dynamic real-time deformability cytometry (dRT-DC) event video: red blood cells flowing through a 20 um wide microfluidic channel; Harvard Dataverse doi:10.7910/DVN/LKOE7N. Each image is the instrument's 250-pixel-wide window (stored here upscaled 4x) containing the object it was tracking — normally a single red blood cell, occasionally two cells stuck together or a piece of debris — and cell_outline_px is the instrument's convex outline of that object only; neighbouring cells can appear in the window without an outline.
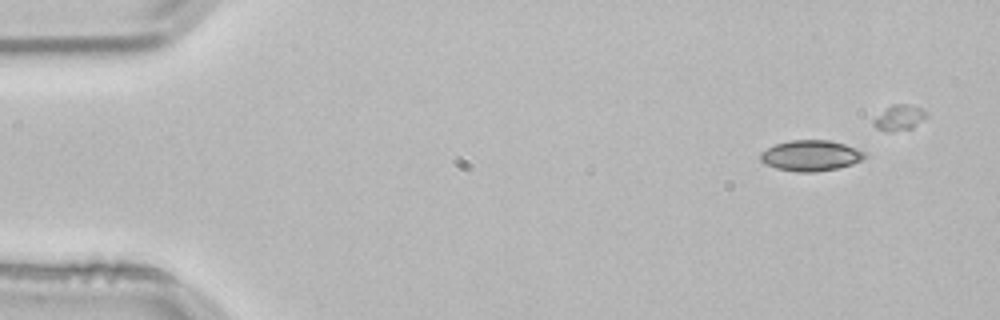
{"species": "common noctule bat (a hibernating species)", "species_latin": "Nyctalus noctula", "temperature_condition": "room temperature", "stored_images_in_passage": 5, "camera_frame_rate_fps": 3000, "um_per_image_px": 0.085, "animal": {"sex": "male", "body_mass_g": 21.5, "forearm_length_mm": 52.0}, "frame": {"image": 1, "passage_image": 1, "time_ms": 0.0, "image_size_px": [1000, 320], "cell_outline_px": [[864, 156], [860, 160], [852, 164], [836, 168], [816, 172], [796, 172], [776, 168], [764, 164], [760, 160], [760, 152], [776, 144], [792, 140], [828, 140], [844, 144], [856, 148], [864, 152]], "centroid_in_image_um": [68.87, 13.23], "position_along_channel_um": 16.1, "area_um2": 18.5}}